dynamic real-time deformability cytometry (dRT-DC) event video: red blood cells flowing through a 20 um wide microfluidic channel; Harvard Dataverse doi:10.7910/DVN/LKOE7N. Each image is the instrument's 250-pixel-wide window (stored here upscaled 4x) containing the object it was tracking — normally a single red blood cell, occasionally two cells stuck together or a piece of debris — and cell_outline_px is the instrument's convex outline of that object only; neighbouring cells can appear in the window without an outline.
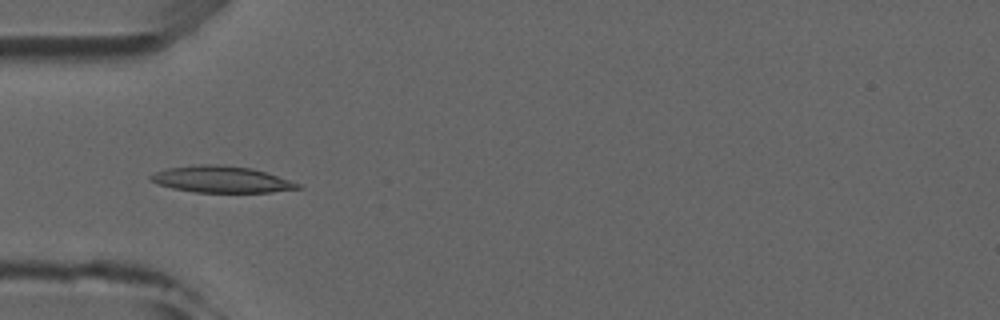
{"species": "common noctule bat (a hibernating species)", "species_latin": "Nyctalus noctula", "temperature_condition": "room temperature", "stored_images_in_passage": 5, "camera_frame_rate_fps": 3000, "um_per_image_px": 0.085, "animal": {"sex": "male", "forearm_length_mm": 52.5}, "frame": {"image": 1, "passage_image": 4, "time_ms": 3.667, "image_size_px": [1000, 320], "cell_outline_px": [[304, 188], [272, 192], [196, 192], [172, 188], [156, 184], [148, 180], [148, 176], [156, 172], [168, 168], [192, 164], [216, 164], [252, 168], [300, 184]], "centroid_in_image_um": [18.76, 15.24], "position_along_channel_um": 66.2, "area_um2": 22.72}}
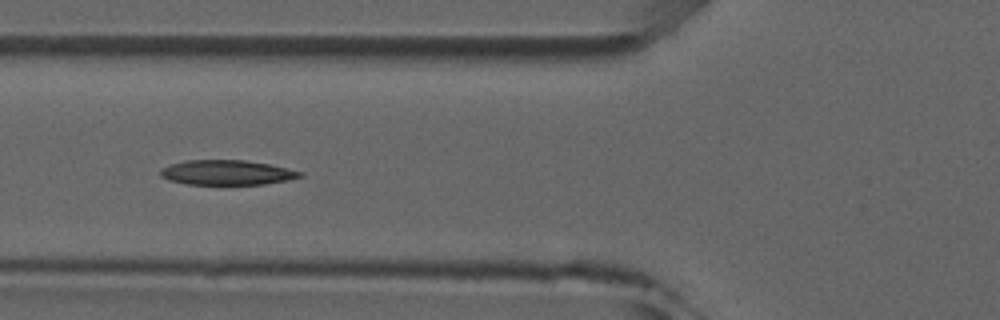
{"frame": {"image": 2, "passage_image": 5, "time_ms": 4.667, "image_size_px": [1000, 320], "cell_outline_px": [[304, 176], [288, 180], [264, 184], [184, 184], [168, 180], [160, 176], [160, 168], [168, 164], [184, 160], [244, 160], [268, 164], [304, 172]], "centroid_in_image_um": [19.24, 14.66], "position_along_channel_um": 106.6, "area_um2": 20.35}}